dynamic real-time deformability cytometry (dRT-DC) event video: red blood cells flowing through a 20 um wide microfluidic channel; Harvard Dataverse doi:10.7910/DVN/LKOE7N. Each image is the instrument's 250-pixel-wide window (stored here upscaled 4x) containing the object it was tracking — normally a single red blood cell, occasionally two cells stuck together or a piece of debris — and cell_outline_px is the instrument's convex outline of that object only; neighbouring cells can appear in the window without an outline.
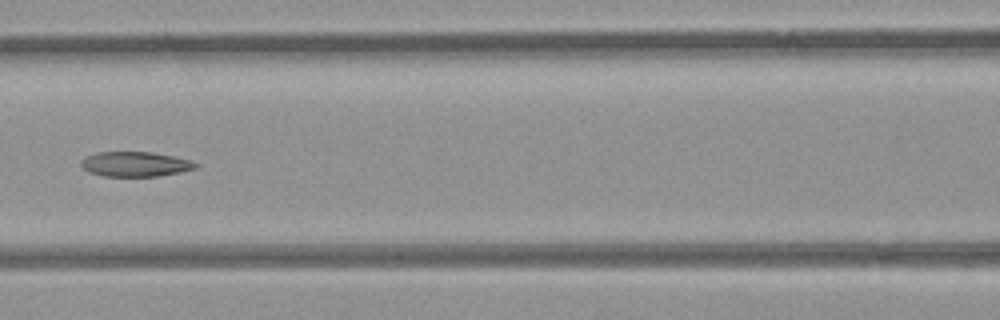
{"species": "common noctule bat (a hibernating species)", "species_latin": "Nyctalus noctula", "temperature_condition": "room temperature", "stored_images_in_passage": 7, "camera_frame_rate_fps": 3000, "um_per_image_px": 0.085, "animal": {"sex": "female", "body_mass_g": 21.9}, "frame": {"image": 1, "passage_image": 6, "time_ms": 5.667, "image_size_px": [1000, 320], "cell_outline_px": [[200, 164], [196, 168], [180, 172], [160, 176], [104, 176], [88, 172], [80, 164], [80, 160], [84, 156], [96, 152], [152, 152], [192, 160]], "centroid_in_image_um": [11.49, 13.94], "position_along_channel_um": 155.1, "area_um2": 16.76}}
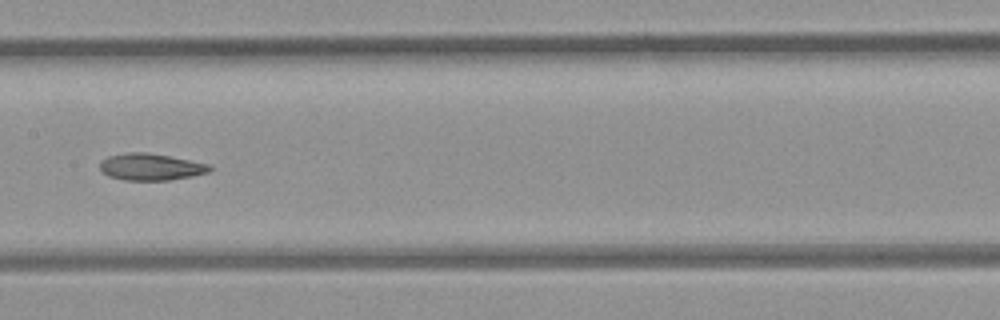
{"frame": {"image": 2, "passage_image": 7, "time_ms": 6.667, "image_size_px": [1000, 320], "cell_outline_px": [[212, 168], [208, 172], [192, 176], [168, 180], [124, 180], [108, 176], [100, 168], [100, 160], [108, 156], [128, 152], [144, 152], [168, 156], [212, 164]], "centroid_in_image_um": [12.82, 14.18], "position_along_channel_um": 194.6, "area_um2": 17.11}}